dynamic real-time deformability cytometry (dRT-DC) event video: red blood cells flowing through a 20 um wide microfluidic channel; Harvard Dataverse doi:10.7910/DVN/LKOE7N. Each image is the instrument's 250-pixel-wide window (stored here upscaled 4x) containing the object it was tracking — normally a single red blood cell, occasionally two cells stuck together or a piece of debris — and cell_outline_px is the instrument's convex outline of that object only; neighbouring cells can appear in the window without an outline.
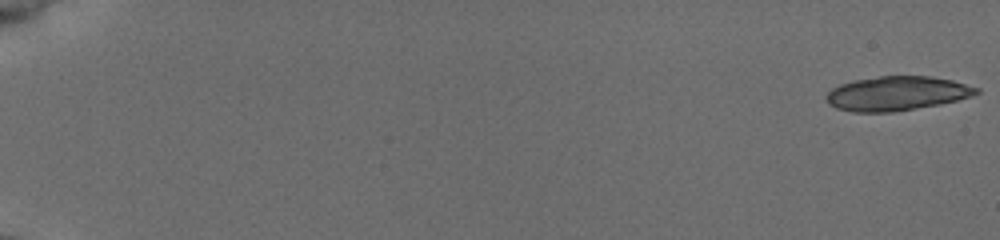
{"species": "common noctule bat (a hibernating species)", "species_latin": "Nyctalus noctula", "temperature_condition": "cold", "stored_images_in_passage": 12, "camera_frame_rate_fps": 3000, "um_per_image_px": 0.085, "animal": {"sex": "female", "body_mass_g": 19.5, "forearm_length_mm": 54.1}, "frame": {"image": 1, "passage_image": 1, "time_ms": 0.0, "image_size_px": [1000, 240], "cell_outline_px": [[980, 92], [972, 96], [940, 104], [892, 112], [852, 112], [836, 108], [828, 104], [824, 96], [832, 88], [840, 84], [856, 80], [880, 76], [928, 76], [952, 80], [980, 88]], "centroid_in_image_um": [76.21, 7.95], "position_along_channel_um": 8.8, "area_um2": 29.94}}